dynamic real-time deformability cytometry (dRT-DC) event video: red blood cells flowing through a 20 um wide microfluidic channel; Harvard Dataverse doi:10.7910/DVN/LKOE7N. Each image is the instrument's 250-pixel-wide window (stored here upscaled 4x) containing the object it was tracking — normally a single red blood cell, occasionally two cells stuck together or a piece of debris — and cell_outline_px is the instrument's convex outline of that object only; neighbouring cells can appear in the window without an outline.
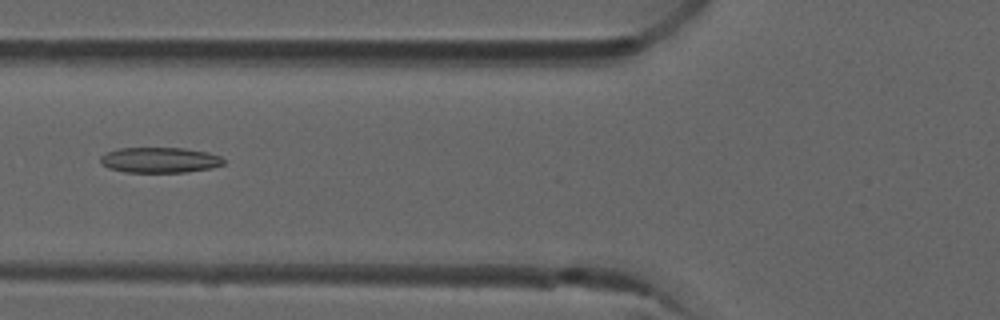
{"species": "common noctule bat (a hibernating species)", "species_latin": "Nyctalus noctula", "temperature_condition": "room temperature", "stored_images_in_passage": 4, "camera_frame_rate_fps": 3000, "um_per_image_px": 0.085, "animal": {"sex": "male", "forearm_length_mm": 52.5}, "frame": {"image": 1, "passage_image": 4, "time_ms": 1.0, "image_size_px": [1000, 320], "cell_outline_px": [[224, 164], [212, 168], [184, 172], [124, 172], [108, 168], [100, 164], [100, 156], [116, 148], [184, 148], [208, 152], [220, 156], [224, 160]], "centroid_in_image_um": [13.56, 13.6], "position_along_channel_um": 112.2, "area_um2": 18.38}}